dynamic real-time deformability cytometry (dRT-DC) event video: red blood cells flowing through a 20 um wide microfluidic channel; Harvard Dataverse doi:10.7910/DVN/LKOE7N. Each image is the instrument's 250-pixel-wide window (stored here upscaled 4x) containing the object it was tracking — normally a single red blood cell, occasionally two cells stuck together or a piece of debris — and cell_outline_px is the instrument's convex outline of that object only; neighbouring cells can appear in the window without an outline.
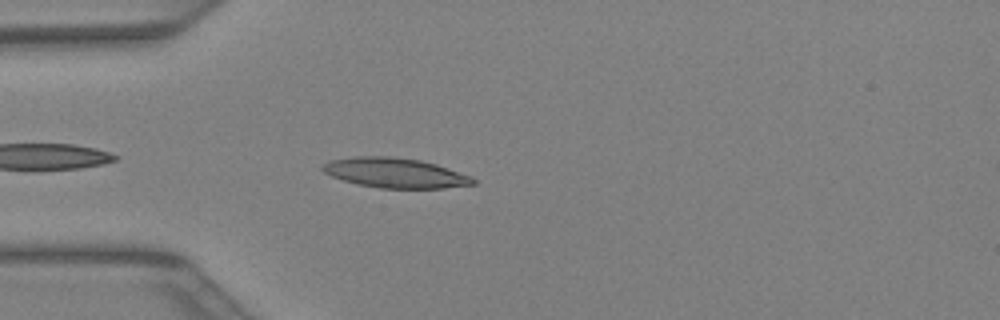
{"species": "Egyptian fruit bat (a non-hibernating species)", "species_latin": "Rousettus aegyptiacus", "temperature_condition": "warm", "stored_images_in_passage": 32, "camera_frame_rate_fps": 3000, "um_per_image_px": 0.085, "animal": {"sex": "female"}, "frame": {"image": 1, "passage_image": 3, "time_ms": 0.667, "image_size_px": [1000, 320], "cell_outline_px": [[476, 184], [444, 188], [380, 188], [356, 184], [332, 176], [324, 172], [320, 168], [320, 164], [328, 160], [356, 156], [392, 156], [420, 160], [436, 164], [472, 176], [476, 180]], "centroid_in_image_um": [33.56, 14.69], "position_along_channel_um": 51.4, "area_um2": 26.41}}
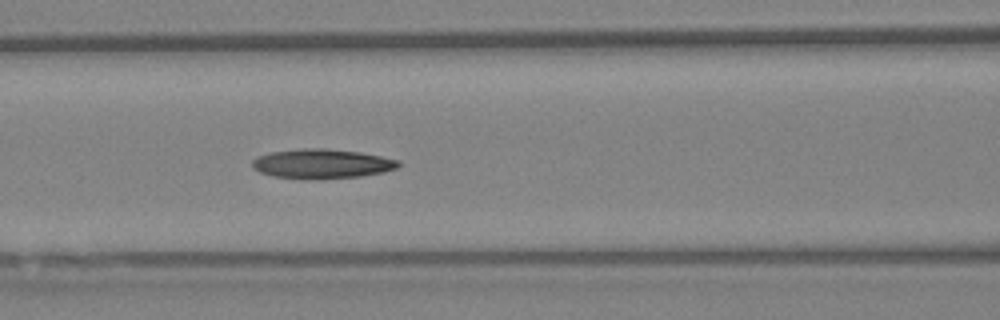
{"frame": {"image": 2, "passage_image": 9, "time_ms": 2.667, "image_size_px": [1000, 320], "cell_outline_px": [[400, 164], [396, 168], [384, 172], [360, 176], [276, 176], [260, 172], [252, 168], [252, 160], [256, 156], [272, 152], [300, 148], [324, 148], [360, 152], [400, 160]], "centroid_in_image_um": [27.37, 13.86], "position_along_channel_um": 139.2, "area_um2": 23.99}}
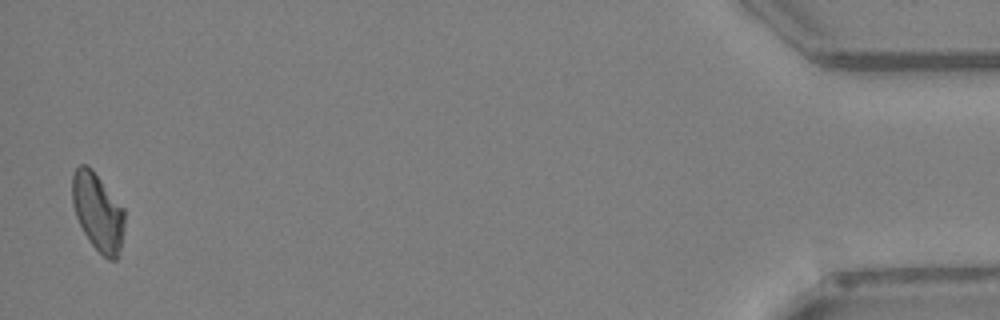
{"frame": {"image": 3, "passage_image": 32, "time_ms": 10.333, "image_size_px": [1000, 320], "cell_outline_px": [[124, 228], [120, 248], [116, 260], [108, 260], [88, 240], [76, 216], [72, 204], [72, 172], [80, 164], [88, 164], [92, 168], [124, 208]], "centroid_in_image_um": [8.3, 17.97], "position_along_channel_um": 426.9, "area_um2": 23.76}}